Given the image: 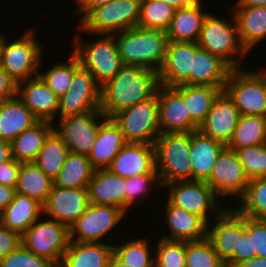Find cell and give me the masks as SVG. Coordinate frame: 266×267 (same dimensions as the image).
<instances>
[{"label": "cell", "mask_w": 266, "mask_h": 267, "mask_svg": "<svg viewBox=\"0 0 266 267\" xmlns=\"http://www.w3.org/2000/svg\"><path fill=\"white\" fill-rule=\"evenodd\" d=\"M158 72L140 66H124L101 86L100 110L106 118L152 98L159 87Z\"/></svg>", "instance_id": "cell-1"}, {"label": "cell", "mask_w": 266, "mask_h": 267, "mask_svg": "<svg viewBox=\"0 0 266 267\" xmlns=\"http://www.w3.org/2000/svg\"><path fill=\"white\" fill-rule=\"evenodd\" d=\"M118 52L125 66H140L159 71L168 43L162 30L134 27L114 33Z\"/></svg>", "instance_id": "cell-2"}, {"label": "cell", "mask_w": 266, "mask_h": 267, "mask_svg": "<svg viewBox=\"0 0 266 267\" xmlns=\"http://www.w3.org/2000/svg\"><path fill=\"white\" fill-rule=\"evenodd\" d=\"M230 19L227 21L228 19L208 12L197 44L210 54L221 58L232 69H239L241 65L238 60L246 58L249 52L241 42L234 15Z\"/></svg>", "instance_id": "cell-3"}, {"label": "cell", "mask_w": 266, "mask_h": 267, "mask_svg": "<svg viewBox=\"0 0 266 267\" xmlns=\"http://www.w3.org/2000/svg\"><path fill=\"white\" fill-rule=\"evenodd\" d=\"M156 171L162 187L192 180L190 132L161 133L155 142Z\"/></svg>", "instance_id": "cell-4"}, {"label": "cell", "mask_w": 266, "mask_h": 267, "mask_svg": "<svg viewBox=\"0 0 266 267\" xmlns=\"http://www.w3.org/2000/svg\"><path fill=\"white\" fill-rule=\"evenodd\" d=\"M99 35V38L93 42H83L81 35H75L72 43L75 46L72 52L78 57L80 64L102 86L125 65L119 55L114 34Z\"/></svg>", "instance_id": "cell-5"}, {"label": "cell", "mask_w": 266, "mask_h": 267, "mask_svg": "<svg viewBox=\"0 0 266 267\" xmlns=\"http://www.w3.org/2000/svg\"><path fill=\"white\" fill-rule=\"evenodd\" d=\"M35 31L28 28L17 39L7 41L6 37L3 43L0 65L16 84L37 76L42 66L45 48L35 39Z\"/></svg>", "instance_id": "cell-6"}, {"label": "cell", "mask_w": 266, "mask_h": 267, "mask_svg": "<svg viewBox=\"0 0 266 267\" xmlns=\"http://www.w3.org/2000/svg\"><path fill=\"white\" fill-rule=\"evenodd\" d=\"M224 91L233 100L240 115L266 117V69H232Z\"/></svg>", "instance_id": "cell-7"}, {"label": "cell", "mask_w": 266, "mask_h": 267, "mask_svg": "<svg viewBox=\"0 0 266 267\" xmlns=\"http://www.w3.org/2000/svg\"><path fill=\"white\" fill-rule=\"evenodd\" d=\"M141 0H114L92 9L78 24L79 32L114 34L137 27Z\"/></svg>", "instance_id": "cell-8"}, {"label": "cell", "mask_w": 266, "mask_h": 267, "mask_svg": "<svg viewBox=\"0 0 266 267\" xmlns=\"http://www.w3.org/2000/svg\"><path fill=\"white\" fill-rule=\"evenodd\" d=\"M112 119L127 142L155 144L161 134L157 92L149 100L119 111Z\"/></svg>", "instance_id": "cell-9"}, {"label": "cell", "mask_w": 266, "mask_h": 267, "mask_svg": "<svg viewBox=\"0 0 266 267\" xmlns=\"http://www.w3.org/2000/svg\"><path fill=\"white\" fill-rule=\"evenodd\" d=\"M39 218L22 234V245L59 267L70 239L69 228L54 219Z\"/></svg>", "instance_id": "cell-10"}, {"label": "cell", "mask_w": 266, "mask_h": 267, "mask_svg": "<svg viewBox=\"0 0 266 267\" xmlns=\"http://www.w3.org/2000/svg\"><path fill=\"white\" fill-rule=\"evenodd\" d=\"M163 187H167V199L173 205L202 217L208 224L212 221L210 217L215 219L226 209L222 208L220 198L205 181H177Z\"/></svg>", "instance_id": "cell-11"}, {"label": "cell", "mask_w": 266, "mask_h": 267, "mask_svg": "<svg viewBox=\"0 0 266 267\" xmlns=\"http://www.w3.org/2000/svg\"><path fill=\"white\" fill-rule=\"evenodd\" d=\"M101 85L85 69L74 54L73 80L67 92L59 98L58 118L100 110Z\"/></svg>", "instance_id": "cell-12"}, {"label": "cell", "mask_w": 266, "mask_h": 267, "mask_svg": "<svg viewBox=\"0 0 266 267\" xmlns=\"http://www.w3.org/2000/svg\"><path fill=\"white\" fill-rule=\"evenodd\" d=\"M105 118L101 110L69 115L59 118L57 125L53 123V131L67 145L69 152L89 155Z\"/></svg>", "instance_id": "cell-13"}, {"label": "cell", "mask_w": 266, "mask_h": 267, "mask_svg": "<svg viewBox=\"0 0 266 267\" xmlns=\"http://www.w3.org/2000/svg\"><path fill=\"white\" fill-rule=\"evenodd\" d=\"M125 215L119 207L89 204L86 211L69 227V239L75 242H100L117 228Z\"/></svg>", "instance_id": "cell-14"}, {"label": "cell", "mask_w": 266, "mask_h": 267, "mask_svg": "<svg viewBox=\"0 0 266 267\" xmlns=\"http://www.w3.org/2000/svg\"><path fill=\"white\" fill-rule=\"evenodd\" d=\"M235 150L224 147L219 153L210 177L205 181L219 196H235L240 199L249 184Z\"/></svg>", "instance_id": "cell-15"}, {"label": "cell", "mask_w": 266, "mask_h": 267, "mask_svg": "<svg viewBox=\"0 0 266 267\" xmlns=\"http://www.w3.org/2000/svg\"><path fill=\"white\" fill-rule=\"evenodd\" d=\"M215 220L208 224L207 238L225 266L234 267V251H238V235L245 232V216L226 208Z\"/></svg>", "instance_id": "cell-16"}, {"label": "cell", "mask_w": 266, "mask_h": 267, "mask_svg": "<svg viewBox=\"0 0 266 267\" xmlns=\"http://www.w3.org/2000/svg\"><path fill=\"white\" fill-rule=\"evenodd\" d=\"M88 188H61L52 185L43 213L68 228L89 206Z\"/></svg>", "instance_id": "cell-17"}, {"label": "cell", "mask_w": 266, "mask_h": 267, "mask_svg": "<svg viewBox=\"0 0 266 267\" xmlns=\"http://www.w3.org/2000/svg\"><path fill=\"white\" fill-rule=\"evenodd\" d=\"M157 98L161 133L192 132L199 129L187 113L183 97L173 87L160 84Z\"/></svg>", "instance_id": "cell-18"}, {"label": "cell", "mask_w": 266, "mask_h": 267, "mask_svg": "<svg viewBox=\"0 0 266 267\" xmlns=\"http://www.w3.org/2000/svg\"><path fill=\"white\" fill-rule=\"evenodd\" d=\"M194 43L168 41L165 59L158 71L159 83L167 87L191 85Z\"/></svg>", "instance_id": "cell-19"}, {"label": "cell", "mask_w": 266, "mask_h": 267, "mask_svg": "<svg viewBox=\"0 0 266 267\" xmlns=\"http://www.w3.org/2000/svg\"><path fill=\"white\" fill-rule=\"evenodd\" d=\"M16 95L39 121L55 122L59 97L39 75L19 82Z\"/></svg>", "instance_id": "cell-20"}, {"label": "cell", "mask_w": 266, "mask_h": 267, "mask_svg": "<svg viewBox=\"0 0 266 267\" xmlns=\"http://www.w3.org/2000/svg\"><path fill=\"white\" fill-rule=\"evenodd\" d=\"M107 169L122 178L158 174L155 144L128 142Z\"/></svg>", "instance_id": "cell-21"}, {"label": "cell", "mask_w": 266, "mask_h": 267, "mask_svg": "<svg viewBox=\"0 0 266 267\" xmlns=\"http://www.w3.org/2000/svg\"><path fill=\"white\" fill-rule=\"evenodd\" d=\"M240 112L233 100L222 91L212 104L199 130L225 146L229 143L238 124Z\"/></svg>", "instance_id": "cell-22"}, {"label": "cell", "mask_w": 266, "mask_h": 267, "mask_svg": "<svg viewBox=\"0 0 266 267\" xmlns=\"http://www.w3.org/2000/svg\"><path fill=\"white\" fill-rule=\"evenodd\" d=\"M166 223L169 235L161 238L182 242H191L207 237L208 223L200 216L173 205L168 199L165 203Z\"/></svg>", "instance_id": "cell-23"}, {"label": "cell", "mask_w": 266, "mask_h": 267, "mask_svg": "<svg viewBox=\"0 0 266 267\" xmlns=\"http://www.w3.org/2000/svg\"><path fill=\"white\" fill-rule=\"evenodd\" d=\"M231 70L221 58L194 43L191 85L212 86L224 91Z\"/></svg>", "instance_id": "cell-24"}, {"label": "cell", "mask_w": 266, "mask_h": 267, "mask_svg": "<svg viewBox=\"0 0 266 267\" xmlns=\"http://www.w3.org/2000/svg\"><path fill=\"white\" fill-rule=\"evenodd\" d=\"M128 142L119 125L112 118H105L99 126L95 145L88 155L94 169H107Z\"/></svg>", "instance_id": "cell-25"}, {"label": "cell", "mask_w": 266, "mask_h": 267, "mask_svg": "<svg viewBox=\"0 0 266 267\" xmlns=\"http://www.w3.org/2000/svg\"><path fill=\"white\" fill-rule=\"evenodd\" d=\"M89 203L119 207L125 212V178L109 169H95L88 184Z\"/></svg>", "instance_id": "cell-26"}, {"label": "cell", "mask_w": 266, "mask_h": 267, "mask_svg": "<svg viewBox=\"0 0 266 267\" xmlns=\"http://www.w3.org/2000/svg\"><path fill=\"white\" fill-rule=\"evenodd\" d=\"M225 145L205 135L199 129L190 132V160L192 180L206 181L213 170L216 159Z\"/></svg>", "instance_id": "cell-27"}, {"label": "cell", "mask_w": 266, "mask_h": 267, "mask_svg": "<svg viewBox=\"0 0 266 267\" xmlns=\"http://www.w3.org/2000/svg\"><path fill=\"white\" fill-rule=\"evenodd\" d=\"M113 244L70 241L59 267H109Z\"/></svg>", "instance_id": "cell-28"}, {"label": "cell", "mask_w": 266, "mask_h": 267, "mask_svg": "<svg viewBox=\"0 0 266 267\" xmlns=\"http://www.w3.org/2000/svg\"><path fill=\"white\" fill-rule=\"evenodd\" d=\"M200 0L193 4L175 9L170 26L167 29L168 41L197 43L205 17Z\"/></svg>", "instance_id": "cell-29"}, {"label": "cell", "mask_w": 266, "mask_h": 267, "mask_svg": "<svg viewBox=\"0 0 266 267\" xmlns=\"http://www.w3.org/2000/svg\"><path fill=\"white\" fill-rule=\"evenodd\" d=\"M42 214V204L16 192L13 200L0 214V224L22 235Z\"/></svg>", "instance_id": "cell-30"}, {"label": "cell", "mask_w": 266, "mask_h": 267, "mask_svg": "<svg viewBox=\"0 0 266 267\" xmlns=\"http://www.w3.org/2000/svg\"><path fill=\"white\" fill-rule=\"evenodd\" d=\"M38 121L17 95L0 102V139L10 143Z\"/></svg>", "instance_id": "cell-31"}, {"label": "cell", "mask_w": 266, "mask_h": 267, "mask_svg": "<svg viewBox=\"0 0 266 267\" xmlns=\"http://www.w3.org/2000/svg\"><path fill=\"white\" fill-rule=\"evenodd\" d=\"M232 10L231 14L234 15L241 42L250 53L266 38V6Z\"/></svg>", "instance_id": "cell-32"}, {"label": "cell", "mask_w": 266, "mask_h": 267, "mask_svg": "<svg viewBox=\"0 0 266 267\" xmlns=\"http://www.w3.org/2000/svg\"><path fill=\"white\" fill-rule=\"evenodd\" d=\"M52 132V122L38 121L10 142L12 157L21 163L34 162Z\"/></svg>", "instance_id": "cell-33"}, {"label": "cell", "mask_w": 266, "mask_h": 267, "mask_svg": "<svg viewBox=\"0 0 266 267\" xmlns=\"http://www.w3.org/2000/svg\"><path fill=\"white\" fill-rule=\"evenodd\" d=\"M173 88L183 97L187 113L198 127L204 122L217 96L223 91L212 86L187 84Z\"/></svg>", "instance_id": "cell-34"}, {"label": "cell", "mask_w": 266, "mask_h": 267, "mask_svg": "<svg viewBox=\"0 0 266 267\" xmlns=\"http://www.w3.org/2000/svg\"><path fill=\"white\" fill-rule=\"evenodd\" d=\"M94 170L88 155L69 152L54 185L67 189L88 188Z\"/></svg>", "instance_id": "cell-35"}, {"label": "cell", "mask_w": 266, "mask_h": 267, "mask_svg": "<svg viewBox=\"0 0 266 267\" xmlns=\"http://www.w3.org/2000/svg\"><path fill=\"white\" fill-rule=\"evenodd\" d=\"M53 184L54 181L46 176L34 162L21 163L15 190L44 205Z\"/></svg>", "instance_id": "cell-36"}, {"label": "cell", "mask_w": 266, "mask_h": 267, "mask_svg": "<svg viewBox=\"0 0 266 267\" xmlns=\"http://www.w3.org/2000/svg\"><path fill=\"white\" fill-rule=\"evenodd\" d=\"M266 143V117L241 115L233 135L226 145L236 150Z\"/></svg>", "instance_id": "cell-37"}, {"label": "cell", "mask_w": 266, "mask_h": 267, "mask_svg": "<svg viewBox=\"0 0 266 267\" xmlns=\"http://www.w3.org/2000/svg\"><path fill=\"white\" fill-rule=\"evenodd\" d=\"M68 153L67 145L53 131L46 139L34 163L54 181L65 163Z\"/></svg>", "instance_id": "cell-38"}, {"label": "cell", "mask_w": 266, "mask_h": 267, "mask_svg": "<svg viewBox=\"0 0 266 267\" xmlns=\"http://www.w3.org/2000/svg\"><path fill=\"white\" fill-rule=\"evenodd\" d=\"M148 239H133L123 244H113V253L130 267H155V252ZM150 246V247H149ZM152 253V254H151Z\"/></svg>", "instance_id": "cell-39"}, {"label": "cell", "mask_w": 266, "mask_h": 267, "mask_svg": "<svg viewBox=\"0 0 266 267\" xmlns=\"http://www.w3.org/2000/svg\"><path fill=\"white\" fill-rule=\"evenodd\" d=\"M235 208L249 218L266 219V176L250 179L245 194Z\"/></svg>", "instance_id": "cell-40"}, {"label": "cell", "mask_w": 266, "mask_h": 267, "mask_svg": "<svg viewBox=\"0 0 266 267\" xmlns=\"http://www.w3.org/2000/svg\"><path fill=\"white\" fill-rule=\"evenodd\" d=\"M175 8L160 0H141L140 18L137 26L144 29L167 31Z\"/></svg>", "instance_id": "cell-41"}, {"label": "cell", "mask_w": 266, "mask_h": 267, "mask_svg": "<svg viewBox=\"0 0 266 267\" xmlns=\"http://www.w3.org/2000/svg\"><path fill=\"white\" fill-rule=\"evenodd\" d=\"M185 257L186 267H226L207 237L185 242Z\"/></svg>", "instance_id": "cell-42"}, {"label": "cell", "mask_w": 266, "mask_h": 267, "mask_svg": "<svg viewBox=\"0 0 266 267\" xmlns=\"http://www.w3.org/2000/svg\"><path fill=\"white\" fill-rule=\"evenodd\" d=\"M70 59L65 63L58 62L52 67L47 68L46 72H40L38 75L43 79L46 85L60 98L71 85L74 74V53L71 51Z\"/></svg>", "instance_id": "cell-43"}, {"label": "cell", "mask_w": 266, "mask_h": 267, "mask_svg": "<svg viewBox=\"0 0 266 267\" xmlns=\"http://www.w3.org/2000/svg\"><path fill=\"white\" fill-rule=\"evenodd\" d=\"M155 246V267H186L185 242L159 238Z\"/></svg>", "instance_id": "cell-44"}, {"label": "cell", "mask_w": 266, "mask_h": 267, "mask_svg": "<svg viewBox=\"0 0 266 267\" xmlns=\"http://www.w3.org/2000/svg\"><path fill=\"white\" fill-rule=\"evenodd\" d=\"M249 179L266 176V143L235 150Z\"/></svg>", "instance_id": "cell-45"}, {"label": "cell", "mask_w": 266, "mask_h": 267, "mask_svg": "<svg viewBox=\"0 0 266 267\" xmlns=\"http://www.w3.org/2000/svg\"><path fill=\"white\" fill-rule=\"evenodd\" d=\"M154 186L162 187L158 174H142L130 178H125V213H129L128 210L135 204V201H139L142 196L149 194L151 188ZM159 186V187H158ZM148 192V193H147Z\"/></svg>", "instance_id": "cell-46"}, {"label": "cell", "mask_w": 266, "mask_h": 267, "mask_svg": "<svg viewBox=\"0 0 266 267\" xmlns=\"http://www.w3.org/2000/svg\"><path fill=\"white\" fill-rule=\"evenodd\" d=\"M0 267H56L49 260L39 257L23 245L0 260Z\"/></svg>", "instance_id": "cell-47"}, {"label": "cell", "mask_w": 266, "mask_h": 267, "mask_svg": "<svg viewBox=\"0 0 266 267\" xmlns=\"http://www.w3.org/2000/svg\"><path fill=\"white\" fill-rule=\"evenodd\" d=\"M245 231L252 237L253 252L266 258V219L245 216Z\"/></svg>", "instance_id": "cell-48"}, {"label": "cell", "mask_w": 266, "mask_h": 267, "mask_svg": "<svg viewBox=\"0 0 266 267\" xmlns=\"http://www.w3.org/2000/svg\"><path fill=\"white\" fill-rule=\"evenodd\" d=\"M22 245V235L0 224V260Z\"/></svg>", "instance_id": "cell-49"}, {"label": "cell", "mask_w": 266, "mask_h": 267, "mask_svg": "<svg viewBox=\"0 0 266 267\" xmlns=\"http://www.w3.org/2000/svg\"><path fill=\"white\" fill-rule=\"evenodd\" d=\"M256 256V252H253L252 237L246 231L238 235V251H234V267Z\"/></svg>", "instance_id": "cell-50"}, {"label": "cell", "mask_w": 266, "mask_h": 267, "mask_svg": "<svg viewBox=\"0 0 266 267\" xmlns=\"http://www.w3.org/2000/svg\"><path fill=\"white\" fill-rule=\"evenodd\" d=\"M21 162L16 161L13 157L0 164V184L16 188Z\"/></svg>", "instance_id": "cell-51"}, {"label": "cell", "mask_w": 266, "mask_h": 267, "mask_svg": "<svg viewBox=\"0 0 266 267\" xmlns=\"http://www.w3.org/2000/svg\"><path fill=\"white\" fill-rule=\"evenodd\" d=\"M17 84L0 65V102L16 96Z\"/></svg>", "instance_id": "cell-52"}, {"label": "cell", "mask_w": 266, "mask_h": 267, "mask_svg": "<svg viewBox=\"0 0 266 267\" xmlns=\"http://www.w3.org/2000/svg\"><path fill=\"white\" fill-rule=\"evenodd\" d=\"M74 1V0H73ZM114 0H75V4L77 5V12L80 15V20L78 23L94 8L103 6L107 3H111Z\"/></svg>", "instance_id": "cell-53"}, {"label": "cell", "mask_w": 266, "mask_h": 267, "mask_svg": "<svg viewBox=\"0 0 266 267\" xmlns=\"http://www.w3.org/2000/svg\"><path fill=\"white\" fill-rule=\"evenodd\" d=\"M15 193V188L0 184V214L13 200Z\"/></svg>", "instance_id": "cell-54"}, {"label": "cell", "mask_w": 266, "mask_h": 267, "mask_svg": "<svg viewBox=\"0 0 266 267\" xmlns=\"http://www.w3.org/2000/svg\"><path fill=\"white\" fill-rule=\"evenodd\" d=\"M11 158V144L0 139V164L9 161Z\"/></svg>", "instance_id": "cell-55"}, {"label": "cell", "mask_w": 266, "mask_h": 267, "mask_svg": "<svg viewBox=\"0 0 266 267\" xmlns=\"http://www.w3.org/2000/svg\"><path fill=\"white\" fill-rule=\"evenodd\" d=\"M232 8L261 7L266 6V0H237Z\"/></svg>", "instance_id": "cell-56"}, {"label": "cell", "mask_w": 266, "mask_h": 267, "mask_svg": "<svg viewBox=\"0 0 266 267\" xmlns=\"http://www.w3.org/2000/svg\"><path fill=\"white\" fill-rule=\"evenodd\" d=\"M238 267H266V258L253 257L252 259L244 261Z\"/></svg>", "instance_id": "cell-57"}, {"label": "cell", "mask_w": 266, "mask_h": 267, "mask_svg": "<svg viewBox=\"0 0 266 267\" xmlns=\"http://www.w3.org/2000/svg\"><path fill=\"white\" fill-rule=\"evenodd\" d=\"M161 2H165L169 5H172L175 9L189 6L193 4L197 0H160Z\"/></svg>", "instance_id": "cell-58"}, {"label": "cell", "mask_w": 266, "mask_h": 267, "mask_svg": "<svg viewBox=\"0 0 266 267\" xmlns=\"http://www.w3.org/2000/svg\"><path fill=\"white\" fill-rule=\"evenodd\" d=\"M109 267H130L129 265L122 262L114 253L111 256Z\"/></svg>", "instance_id": "cell-59"}, {"label": "cell", "mask_w": 266, "mask_h": 267, "mask_svg": "<svg viewBox=\"0 0 266 267\" xmlns=\"http://www.w3.org/2000/svg\"><path fill=\"white\" fill-rule=\"evenodd\" d=\"M5 39L6 37L2 33H0V59H1V49H2Z\"/></svg>", "instance_id": "cell-60"}]
</instances>
